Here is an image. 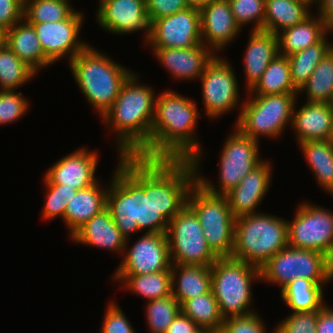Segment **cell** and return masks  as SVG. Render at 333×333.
<instances>
[{
	"label": "cell",
	"mask_w": 333,
	"mask_h": 333,
	"mask_svg": "<svg viewBox=\"0 0 333 333\" xmlns=\"http://www.w3.org/2000/svg\"><path fill=\"white\" fill-rule=\"evenodd\" d=\"M72 6L70 0H24L23 19L27 23L62 21L76 11Z\"/></svg>",
	"instance_id": "37"
},
{
	"label": "cell",
	"mask_w": 333,
	"mask_h": 333,
	"mask_svg": "<svg viewBox=\"0 0 333 333\" xmlns=\"http://www.w3.org/2000/svg\"><path fill=\"white\" fill-rule=\"evenodd\" d=\"M202 44L200 11L188 7L151 22L150 36L145 46L150 48L184 49Z\"/></svg>",
	"instance_id": "17"
},
{
	"label": "cell",
	"mask_w": 333,
	"mask_h": 333,
	"mask_svg": "<svg viewBox=\"0 0 333 333\" xmlns=\"http://www.w3.org/2000/svg\"><path fill=\"white\" fill-rule=\"evenodd\" d=\"M228 1L234 19L241 29L252 23V30H264L265 0Z\"/></svg>",
	"instance_id": "40"
},
{
	"label": "cell",
	"mask_w": 333,
	"mask_h": 333,
	"mask_svg": "<svg viewBox=\"0 0 333 333\" xmlns=\"http://www.w3.org/2000/svg\"><path fill=\"white\" fill-rule=\"evenodd\" d=\"M157 176L196 214L208 246L218 257H231L235 220L226 195L208 192L184 168H172Z\"/></svg>",
	"instance_id": "4"
},
{
	"label": "cell",
	"mask_w": 333,
	"mask_h": 333,
	"mask_svg": "<svg viewBox=\"0 0 333 333\" xmlns=\"http://www.w3.org/2000/svg\"><path fill=\"white\" fill-rule=\"evenodd\" d=\"M24 0H0V28L4 31L23 20Z\"/></svg>",
	"instance_id": "46"
},
{
	"label": "cell",
	"mask_w": 333,
	"mask_h": 333,
	"mask_svg": "<svg viewBox=\"0 0 333 333\" xmlns=\"http://www.w3.org/2000/svg\"><path fill=\"white\" fill-rule=\"evenodd\" d=\"M237 78L232 64L219 54L207 64L198 81L202 82V105L204 115L209 120L222 118V115L241 109L244 102L240 100V83Z\"/></svg>",
	"instance_id": "15"
},
{
	"label": "cell",
	"mask_w": 333,
	"mask_h": 333,
	"mask_svg": "<svg viewBox=\"0 0 333 333\" xmlns=\"http://www.w3.org/2000/svg\"><path fill=\"white\" fill-rule=\"evenodd\" d=\"M258 312L224 319L219 333H269ZM271 333H274V328Z\"/></svg>",
	"instance_id": "43"
},
{
	"label": "cell",
	"mask_w": 333,
	"mask_h": 333,
	"mask_svg": "<svg viewBox=\"0 0 333 333\" xmlns=\"http://www.w3.org/2000/svg\"><path fill=\"white\" fill-rule=\"evenodd\" d=\"M261 282L278 285L280 290L294 279L304 278L315 284L333 280V260L325 254L308 249L284 247L261 268Z\"/></svg>",
	"instance_id": "11"
},
{
	"label": "cell",
	"mask_w": 333,
	"mask_h": 333,
	"mask_svg": "<svg viewBox=\"0 0 333 333\" xmlns=\"http://www.w3.org/2000/svg\"><path fill=\"white\" fill-rule=\"evenodd\" d=\"M157 62L164 67L173 79L178 81L198 80L207 64L216 55L204 44L195 47L150 48Z\"/></svg>",
	"instance_id": "22"
},
{
	"label": "cell",
	"mask_w": 333,
	"mask_h": 333,
	"mask_svg": "<svg viewBox=\"0 0 333 333\" xmlns=\"http://www.w3.org/2000/svg\"><path fill=\"white\" fill-rule=\"evenodd\" d=\"M189 7L200 9L201 7L210 4L213 0H186Z\"/></svg>",
	"instance_id": "50"
},
{
	"label": "cell",
	"mask_w": 333,
	"mask_h": 333,
	"mask_svg": "<svg viewBox=\"0 0 333 333\" xmlns=\"http://www.w3.org/2000/svg\"><path fill=\"white\" fill-rule=\"evenodd\" d=\"M112 281L122 284L124 290L142 296L146 301L172 295L171 270L144 275H113ZM124 284V286H123Z\"/></svg>",
	"instance_id": "30"
},
{
	"label": "cell",
	"mask_w": 333,
	"mask_h": 333,
	"mask_svg": "<svg viewBox=\"0 0 333 333\" xmlns=\"http://www.w3.org/2000/svg\"><path fill=\"white\" fill-rule=\"evenodd\" d=\"M247 93L249 95L298 93L292 84L288 57L278 55L271 61L260 80Z\"/></svg>",
	"instance_id": "33"
},
{
	"label": "cell",
	"mask_w": 333,
	"mask_h": 333,
	"mask_svg": "<svg viewBox=\"0 0 333 333\" xmlns=\"http://www.w3.org/2000/svg\"><path fill=\"white\" fill-rule=\"evenodd\" d=\"M202 44L215 54H221L227 45L240 36L228 0H213L199 9Z\"/></svg>",
	"instance_id": "20"
},
{
	"label": "cell",
	"mask_w": 333,
	"mask_h": 333,
	"mask_svg": "<svg viewBox=\"0 0 333 333\" xmlns=\"http://www.w3.org/2000/svg\"><path fill=\"white\" fill-rule=\"evenodd\" d=\"M243 53L244 88L248 92L260 80L270 62L279 55L278 36L264 30H252Z\"/></svg>",
	"instance_id": "24"
},
{
	"label": "cell",
	"mask_w": 333,
	"mask_h": 333,
	"mask_svg": "<svg viewBox=\"0 0 333 333\" xmlns=\"http://www.w3.org/2000/svg\"><path fill=\"white\" fill-rule=\"evenodd\" d=\"M172 295L182 304L211 290V266L171 265Z\"/></svg>",
	"instance_id": "28"
},
{
	"label": "cell",
	"mask_w": 333,
	"mask_h": 333,
	"mask_svg": "<svg viewBox=\"0 0 333 333\" xmlns=\"http://www.w3.org/2000/svg\"><path fill=\"white\" fill-rule=\"evenodd\" d=\"M318 310L291 312L276 324L274 333H316Z\"/></svg>",
	"instance_id": "42"
},
{
	"label": "cell",
	"mask_w": 333,
	"mask_h": 333,
	"mask_svg": "<svg viewBox=\"0 0 333 333\" xmlns=\"http://www.w3.org/2000/svg\"><path fill=\"white\" fill-rule=\"evenodd\" d=\"M287 245V219L263 211L236 218L232 258L261 268Z\"/></svg>",
	"instance_id": "7"
},
{
	"label": "cell",
	"mask_w": 333,
	"mask_h": 333,
	"mask_svg": "<svg viewBox=\"0 0 333 333\" xmlns=\"http://www.w3.org/2000/svg\"><path fill=\"white\" fill-rule=\"evenodd\" d=\"M145 231L130 247L129 238ZM121 262L114 275H144L171 270L169 244L158 220L147 210L128 232Z\"/></svg>",
	"instance_id": "9"
},
{
	"label": "cell",
	"mask_w": 333,
	"mask_h": 333,
	"mask_svg": "<svg viewBox=\"0 0 333 333\" xmlns=\"http://www.w3.org/2000/svg\"><path fill=\"white\" fill-rule=\"evenodd\" d=\"M298 205L293 219L287 220L288 245L318 251L333 260V211L304 200Z\"/></svg>",
	"instance_id": "14"
},
{
	"label": "cell",
	"mask_w": 333,
	"mask_h": 333,
	"mask_svg": "<svg viewBox=\"0 0 333 333\" xmlns=\"http://www.w3.org/2000/svg\"><path fill=\"white\" fill-rule=\"evenodd\" d=\"M95 16L99 27L113 35L143 31L144 44L150 36L146 0H99Z\"/></svg>",
	"instance_id": "18"
},
{
	"label": "cell",
	"mask_w": 333,
	"mask_h": 333,
	"mask_svg": "<svg viewBox=\"0 0 333 333\" xmlns=\"http://www.w3.org/2000/svg\"><path fill=\"white\" fill-rule=\"evenodd\" d=\"M69 67L78 89L99 117L114 104L134 72L90 44L69 62Z\"/></svg>",
	"instance_id": "6"
},
{
	"label": "cell",
	"mask_w": 333,
	"mask_h": 333,
	"mask_svg": "<svg viewBox=\"0 0 333 333\" xmlns=\"http://www.w3.org/2000/svg\"><path fill=\"white\" fill-rule=\"evenodd\" d=\"M99 154L88 147H79L73 152L58 159L44 174V178L52 184H62L80 190L97 183L95 175L99 163Z\"/></svg>",
	"instance_id": "19"
},
{
	"label": "cell",
	"mask_w": 333,
	"mask_h": 333,
	"mask_svg": "<svg viewBox=\"0 0 333 333\" xmlns=\"http://www.w3.org/2000/svg\"><path fill=\"white\" fill-rule=\"evenodd\" d=\"M298 146L316 183L330 194L333 191V144L329 140H315Z\"/></svg>",
	"instance_id": "29"
},
{
	"label": "cell",
	"mask_w": 333,
	"mask_h": 333,
	"mask_svg": "<svg viewBox=\"0 0 333 333\" xmlns=\"http://www.w3.org/2000/svg\"><path fill=\"white\" fill-rule=\"evenodd\" d=\"M239 110L233 126L253 140L261 137L279 139L288 125L291 127L298 93L249 95Z\"/></svg>",
	"instance_id": "10"
},
{
	"label": "cell",
	"mask_w": 333,
	"mask_h": 333,
	"mask_svg": "<svg viewBox=\"0 0 333 333\" xmlns=\"http://www.w3.org/2000/svg\"><path fill=\"white\" fill-rule=\"evenodd\" d=\"M29 99L16 90H0V126L14 123L29 111Z\"/></svg>",
	"instance_id": "41"
},
{
	"label": "cell",
	"mask_w": 333,
	"mask_h": 333,
	"mask_svg": "<svg viewBox=\"0 0 333 333\" xmlns=\"http://www.w3.org/2000/svg\"><path fill=\"white\" fill-rule=\"evenodd\" d=\"M330 31L325 22L316 13L311 14L304 21L281 31L279 40V55L290 56L301 50L319 43Z\"/></svg>",
	"instance_id": "26"
},
{
	"label": "cell",
	"mask_w": 333,
	"mask_h": 333,
	"mask_svg": "<svg viewBox=\"0 0 333 333\" xmlns=\"http://www.w3.org/2000/svg\"><path fill=\"white\" fill-rule=\"evenodd\" d=\"M37 75L5 42L0 46V90H18Z\"/></svg>",
	"instance_id": "36"
},
{
	"label": "cell",
	"mask_w": 333,
	"mask_h": 333,
	"mask_svg": "<svg viewBox=\"0 0 333 333\" xmlns=\"http://www.w3.org/2000/svg\"><path fill=\"white\" fill-rule=\"evenodd\" d=\"M305 91V92H304ZM306 93V102H333V48L319 62L298 95Z\"/></svg>",
	"instance_id": "35"
},
{
	"label": "cell",
	"mask_w": 333,
	"mask_h": 333,
	"mask_svg": "<svg viewBox=\"0 0 333 333\" xmlns=\"http://www.w3.org/2000/svg\"><path fill=\"white\" fill-rule=\"evenodd\" d=\"M43 185L46 190V201L40 217L48 222L60 217L65 222L67 203L74 197L77 190L67 185L49 183L44 177Z\"/></svg>",
	"instance_id": "39"
},
{
	"label": "cell",
	"mask_w": 333,
	"mask_h": 333,
	"mask_svg": "<svg viewBox=\"0 0 333 333\" xmlns=\"http://www.w3.org/2000/svg\"><path fill=\"white\" fill-rule=\"evenodd\" d=\"M146 211L145 174H139L104 210L80 227L70 240L76 245L102 248L123 256L129 230Z\"/></svg>",
	"instance_id": "5"
},
{
	"label": "cell",
	"mask_w": 333,
	"mask_h": 333,
	"mask_svg": "<svg viewBox=\"0 0 333 333\" xmlns=\"http://www.w3.org/2000/svg\"><path fill=\"white\" fill-rule=\"evenodd\" d=\"M116 303L114 298L108 302L99 333H136L125 312Z\"/></svg>",
	"instance_id": "44"
},
{
	"label": "cell",
	"mask_w": 333,
	"mask_h": 333,
	"mask_svg": "<svg viewBox=\"0 0 333 333\" xmlns=\"http://www.w3.org/2000/svg\"><path fill=\"white\" fill-rule=\"evenodd\" d=\"M204 331L188 316L180 312L165 333H203Z\"/></svg>",
	"instance_id": "47"
},
{
	"label": "cell",
	"mask_w": 333,
	"mask_h": 333,
	"mask_svg": "<svg viewBox=\"0 0 333 333\" xmlns=\"http://www.w3.org/2000/svg\"><path fill=\"white\" fill-rule=\"evenodd\" d=\"M181 312L191 318L203 331L219 333L224 318L212 289L200 296L185 300Z\"/></svg>",
	"instance_id": "32"
},
{
	"label": "cell",
	"mask_w": 333,
	"mask_h": 333,
	"mask_svg": "<svg viewBox=\"0 0 333 333\" xmlns=\"http://www.w3.org/2000/svg\"><path fill=\"white\" fill-rule=\"evenodd\" d=\"M200 116L194 99L176 90L156 95L150 133V175L172 168L201 170L204 152L196 133Z\"/></svg>",
	"instance_id": "1"
},
{
	"label": "cell",
	"mask_w": 333,
	"mask_h": 333,
	"mask_svg": "<svg viewBox=\"0 0 333 333\" xmlns=\"http://www.w3.org/2000/svg\"><path fill=\"white\" fill-rule=\"evenodd\" d=\"M329 34L333 33L329 32L319 43L288 56L292 84L298 91L307 82L319 62L333 48V42L328 41Z\"/></svg>",
	"instance_id": "34"
},
{
	"label": "cell",
	"mask_w": 333,
	"mask_h": 333,
	"mask_svg": "<svg viewBox=\"0 0 333 333\" xmlns=\"http://www.w3.org/2000/svg\"><path fill=\"white\" fill-rule=\"evenodd\" d=\"M294 105L291 127L297 144L306 141L329 140L333 124L331 103L306 102L301 107ZM299 108V109H297Z\"/></svg>",
	"instance_id": "23"
},
{
	"label": "cell",
	"mask_w": 333,
	"mask_h": 333,
	"mask_svg": "<svg viewBox=\"0 0 333 333\" xmlns=\"http://www.w3.org/2000/svg\"><path fill=\"white\" fill-rule=\"evenodd\" d=\"M83 12L75 11L68 19L57 22L29 23L36 31L44 55L53 63L63 57L69 63L89 44L79 35L85 22Z\"/></svg>",
	"instance_id": "16"
},
{
	"label": "cell",
	"mask_w": 333,
	"mask_h": 333,
	"mask_svg": "<svg viewBox=\"0 0 333 333\" xmlns=\"http://www.w3.org/2000/svg\"><path fill=\"white\" fill-rule=\"evenodd\" d=\"M4 42L37 74L53 63L44 55L33 26L24 19L5 31Z\"/></svg>",
	"instance_id": "25"
},
{
	"label": "cell",
	"mask_w": 333,
	"mask_h": 333,
	"mask_svg": "<svg viewBox=\"0 0 333 333\" xmlns=\"http://www.w3.org/2000/svg\"><path fill=\"white\" fill-rule=\"evenodd\" d=\"M326 285L304 278L294 279L280 290V297L290 312L316 311L327 303L323 296Z\"/></svg>",
	"instance_id": "31"
},
{
	"label": "cell",
	"mask_w": 333,
	"mask_h": 333,
	"mask_svg": "<svg viewBox=\"0 0 333 333\" xmlns=\"http://www.w3.org/2000/svg\"><path fill=\"white\" fill-rule=\"evenodd\" d=\"M147 210L162 225L171 264L211 266L210 249L196 214L157 176L145 174Z\"/></svg>",
	"instance_id": "3"
},
{
	"label": "cell",
	"mask_w": 333,
	"mask_h": 333,
	"mask_svg": "<svg viewBox=\"0 0 333 333\" xmlns=\"http://www.w3.org/2000/svg\"><path fill=\"white\" fill-rule=\"evenodd\" d=\"M234 128V131L227 135L220 151L218 186L199 171H188L199 184L213 194L226 195L264 160L259 153V142L243 134L237 127Z\"/></svg>",
	"instance_id": "13"
},
{
	"label": "cell",
	"mask_w": 333,
	"mask_h": 333,
	"mask_svg": "<svg viewBox=\"0 0 333 333\" xmlns=\"http://www.w3.org/2000/svg\"><path fill=\"white\" fill-rule=\"evenodd\" d=\"M146 5L150 23L189 7L186 0H146Z\"/></svg>",
	"instance_id": "45"
},
{
	"label": "cell",
	"mask_w": 333,
	"mask_h": 333,
	"mask_svg": "<svg viewBox=\"0 0 333 333\" xmlns=\"http://www.w3.org/2000/svg\"><path fill=\"white\" fill-rule=\"evenodd\" d=\"M327 305L318 310L316 333H333V307Z\"/></svg>",
	"instance_id": "48"
},
{
	"label": "cell",
	"mask_w": 333,
	"mask_h": 333,
	"mask_svg": "<svg viewBox=\"0 0 333 333\" xmlns=\"http://www.w3.org/2000/svg\"><path fill=\"white\" fill-rule=\"evenodd\" d=\"M117 159L118 164L108 186L105 187L99 180L78 190L67 203L64 225L69 230V238L93 216L104 210L140 174L130 159Z\"/></svg>",
	"instance_id": "12"
},
{
	"label": "cell",
	"mask_w": 333,
	"mask_h": 333,
	"mask_svg": "<svg viewBox=\"0 0 333 333\" xmlns=\"http://www.w3.org/2000/svg\"><path fill=\"white\" fill-rule=\"evenodd\" d=\"M317 14L325 22L327 29L333 31V0H315Z\"/></svg>",
	"instance_id": "49"
},
{
	"label": "cell",
	"mask_w": 333,
	"mask_h": 333,
	"mask_svg": "<svg viewBox=\"0 0 333 333\" xmlns=\"http://www.w3.org/2000/svg\"><path fill=\"white\" fill-rule=\"evenodd\" d=\"M5 31L0 28V46L4 43Z\"/></svg>",
	"instance_id": "51"
},
{
	"label": "cell",
	"mask_w": 333,
	"mask_h": 333,
	"mask_svg": "<svg viewBox=\"0 0 333 333\" xmlns=\"http://www.w3.org/2000/svg\"><path fill=\"white\" fill-rule=\"evenodd\" d=\"M273 165L264 159L251 170L241 182L226 194L229 207L235 218L259 213L257 208L262 203L271 187Z\"/></svg>",
	"instance_id": "21"
},
{
	"label": "cell",
	"mask_w": 333,
	"mask_h": 333,
	"mask_svg": "<svg viewBox=\"0 0 333 333\" xmlns=\"http://www.w3.org/2000/svg\"><path fill=\"white\" fill-rule=\"evenodd\" d=\"M313 0H265L264 31L278 35L312 14Z\"/></svg>",
	"instance_id": "27"
},
{
	"label": "cell",
	"mask_w": 333,
	"mask_h": 333,
	"mask_svg": "<svg viewBox=\"0 0 333 333\" xmlns=\"http://www.w3.org/2000/svg\"><path fill=\"white\" fill-rule=\"evenodd\" d=\"M145 322L148 333H165L168 326L181 312V304L173 295L146 301Z\"/></svg>",
	"instance_id": "38"
},
{
	"label": "cell",
	"mask_w": 333,
	"mask_h": 333,
	"mask_svg": "<svg viewBox=\"0 0 333 333\" xmlns=\"http://www.w3.org/2000/svg\"><path fill=\"white\" fill-rule=\"evenodd\" d=\"M261 281L260 268L232 257H218L211 265V289L224 319L249 315L253 282Z\"/></svg>",
	"instance_id": "8"
},
{
	"label": "cell",
	"mask_w": 333,
	"mask_h": 333,
	"mask_svg": "<svg viewBox=\"0 0 333 333\" xmlns=\"http://www.w3.org/2000/svg\"><path fill=\"white\" fill-rule=\"evenodd\" d=\"M329 141L333 144V124H332V128H331V134L329 137Z\"/></svg>",
	"instance_id": "52"
},
{
	"label": "cell",
	"mask_w": 333,
	"mask_h": 333,
	"mask_svg": "<svg viewBox=\"0 0 333 333\" xmlns=\"http://www.w3.org/2000/svg\"><path fill=\"white\" fill-rule=\"evenodd\" d=\"M140 80L139 73L133 72L100 119L116 135L118 157L130 159L140 174L150 175V133L157 94Z\"/></svg>",
	"instance_id": "2"
}]
</instances>
